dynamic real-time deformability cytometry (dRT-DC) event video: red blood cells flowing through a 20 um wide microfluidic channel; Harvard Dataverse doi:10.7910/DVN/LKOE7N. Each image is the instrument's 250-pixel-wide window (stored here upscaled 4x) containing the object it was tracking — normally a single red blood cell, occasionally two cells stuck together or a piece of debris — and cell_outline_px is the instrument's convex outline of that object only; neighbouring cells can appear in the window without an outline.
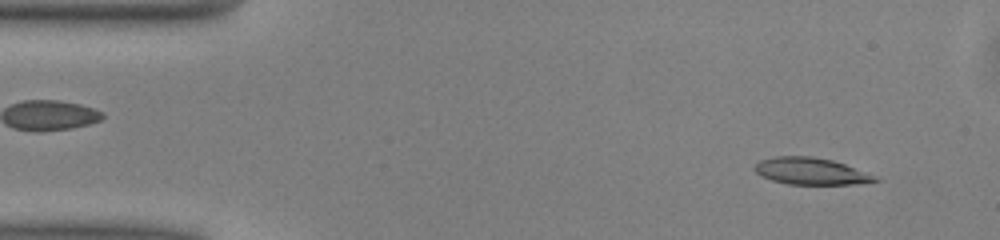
{"species": "common noctule bat (a hibernating species)", "species_latin": "Nyctalus noctula", "temperature_condition": "warm", "stored_images_in_passage": 48, "camera_frame_rate_fps": 3000, "um_per_image_px": 0.085, "animal": {"sex": "male", "body_mass_g": 13.0, "forearm_length_mm": 53.1}, "frame": {"image": 1, "passage_image": 3, "time_ms": 0.667, "image_size_px": [1000, 240], "cell_outline_px": [[880, 180], [852, 184], [788, 184], [772, 180], [760, 176], [752, 168], [760, 160], [772, 156], [812, 156], [832, 160], [844, 164], [876, 176]], "centroid_in_image_um": [68.85, 14.54], "position_along_channel_um": 16.1, "area_um2": 18.73}}
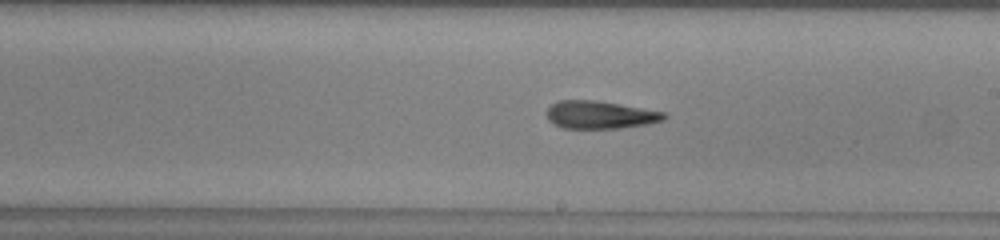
{"frame": {"image": 2, "passage_image": 26, "time_ms": 8.333, "image_size_px": [1000, 240], "cell_outline_px": [[668, 116], [664, 120], [648, 124], [620, 128], [564, 128], [552, 124], [548, 120], [544, 112], [552, 104], [560, 100], [596, 100], [620, 104], [664, 112]], "centroid_in_image_um": [50.97, 9.76], "position_along_channel_um": 238.0, "area_um2": 19.13}}
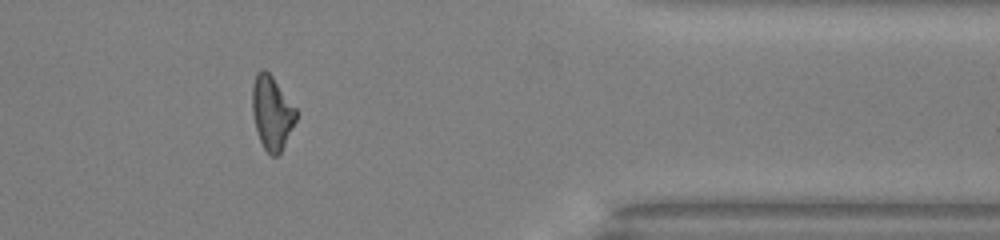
{"frame": {"image": 3, "passage_image": 39, "time_ms": 12.667, "image_size_px": [1000, 240], "cell_outline_px": [[296, 120], [280, 152], [276, 156], [272, 156], [264, 148], [260, 140], [256, 128], [252, 112], [252, 84], [256, 72], [260, 68], [264, 68], [272, 76], [296, 108]], "centroid_in_image_um": [23.08, 9.53], "position_along_channel_um": 388.3, "area_um2": 18.61}, "authors_computed_cell_mechanics": {"area_um2": 19.1607, "velocity_mm_per_s": 4.0822, "shape_relaxation_time_tau1_ms": null, "shape_relaxation_time_tau2_ms": 5.4041, "deformation_change_tau1": null, "deformation_change_tau2": 0.1844}}